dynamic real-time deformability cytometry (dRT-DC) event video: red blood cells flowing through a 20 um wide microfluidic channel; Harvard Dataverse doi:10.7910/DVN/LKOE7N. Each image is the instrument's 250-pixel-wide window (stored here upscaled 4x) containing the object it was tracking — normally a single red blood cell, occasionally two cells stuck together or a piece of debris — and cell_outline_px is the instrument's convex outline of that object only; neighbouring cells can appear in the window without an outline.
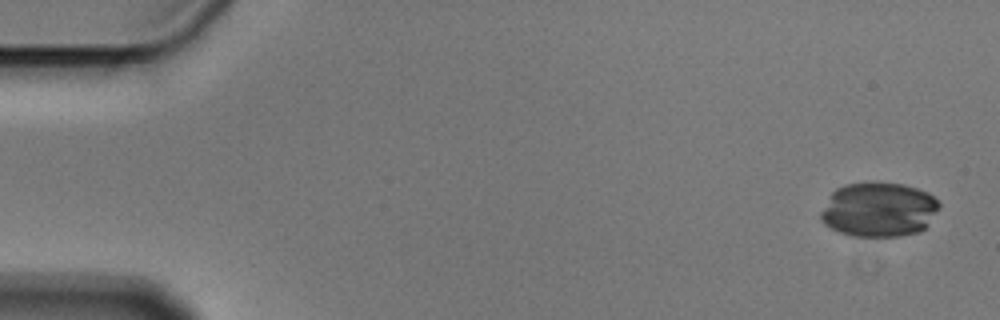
{"species": "Egyptian fruit bat (a non-hibernating species)", "species_latin": "Rousettus aegyptiacus", "temperature_condition": "cold", "stored_images_in_passage": 4, "camera_frame_rate_fps": 3000, "um_per_image_px": 0.085, "animal": {"sex": "male"}, "frame": {"image": 1, "passage_image": 1, "time_ms": 0.0, "image_size_px": [1000, 320], "cell_outline_px": [[940, 208], [928, 224], [920, 232], [900, 236], [852, 236], [840, 232], [824, 224], [820, 220], [820, 212], [832, 192], [836, 188], [844, 184], [872, 180], [904, 184], [928, 192], [940, 204]], "centroid_in_image_um": [74.69, 17.79], "position_along_channel_um": 10.3, "area_um2": 38.21}}